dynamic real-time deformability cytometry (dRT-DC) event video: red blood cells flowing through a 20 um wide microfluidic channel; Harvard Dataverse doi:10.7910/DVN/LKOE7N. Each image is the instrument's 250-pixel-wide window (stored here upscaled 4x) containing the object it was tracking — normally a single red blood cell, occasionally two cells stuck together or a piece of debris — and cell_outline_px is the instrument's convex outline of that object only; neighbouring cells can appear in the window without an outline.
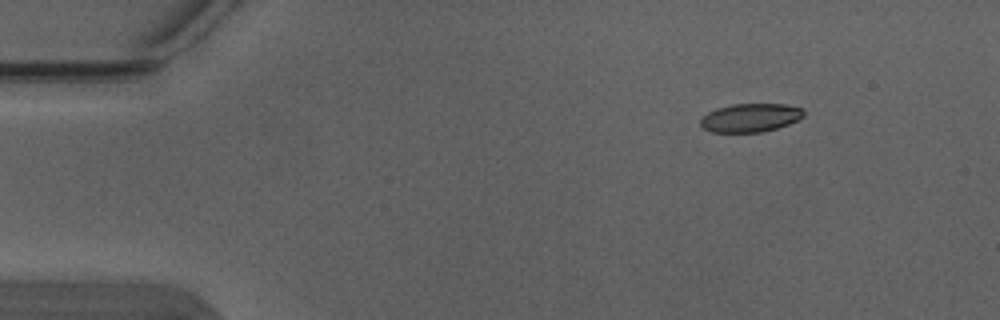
{"species": "Egyptian fruit bat (a non-hibernating species)", "species_latin": "Rousettus aegyptiacus", "temperature_condition": "warm", "stored_images_in_passage": 4, "segment_of_instrument_passage": [1, 2], "camera_frame_rate_fps": 3000, "um_per_image_px": 0.085, "animal": {"sex": "male"}, "frame": {"image": 1, "passage_image": 1, "time_ms": 0.0, "image_size_px": [1000, 320], "cell_outline_px": [[804, 116], [788, 124], [776, 128], [760, 132], [712, 132], [704, 128], [700, 124], [700, 120], [708, 112], [716, 108], [732, 104], [784, 104], [804, 108]], "centroid_in_image_um": [63.79, 10.0], "position_along_channel_um": 21.2, "area_um2": 17.05}}